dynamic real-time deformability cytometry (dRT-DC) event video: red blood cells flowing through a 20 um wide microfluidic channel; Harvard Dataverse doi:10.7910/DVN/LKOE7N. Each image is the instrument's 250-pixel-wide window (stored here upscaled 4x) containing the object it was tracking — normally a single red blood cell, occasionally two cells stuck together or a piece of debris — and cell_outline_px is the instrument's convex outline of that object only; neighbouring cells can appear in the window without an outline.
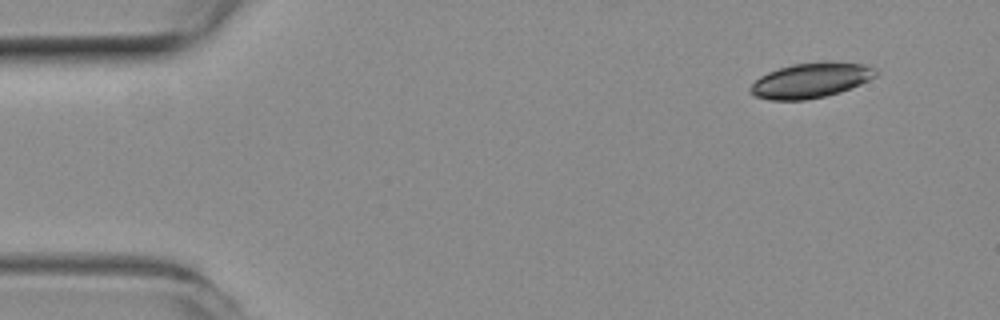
{"species": "common noctule bat (a hibernating species)", "species_latin": "Nyctalus noctula", "temperature_condition": "room temperature", "stored_images_in_passage": 44, "camera_frame_rate_fps": 3000, "um_per_image_px": 0.085, "animal": {"sex": "female", "body_mass_g": 19.3, "forearm_length_mm": 54.1}, "frame": {"image": 1, "passage_image": 1, "time_ms": 0.0, "image_size_px": [1000, 320], "cell_outline_px": [[880, 72], [876, 76], [860, 84], [840, 92], [824, 96], [804, 100], [772, 100], [752, 96], [748, 92], [748, 88], [760, 76], [768, 72], [792, 64], [820, 60], [832, 60], [864, 64], [876, 68]], "centroid_in_image_um": [68.93, 6.8], "position_along_channel_um": 16.1, "area_um2": 26.13}}
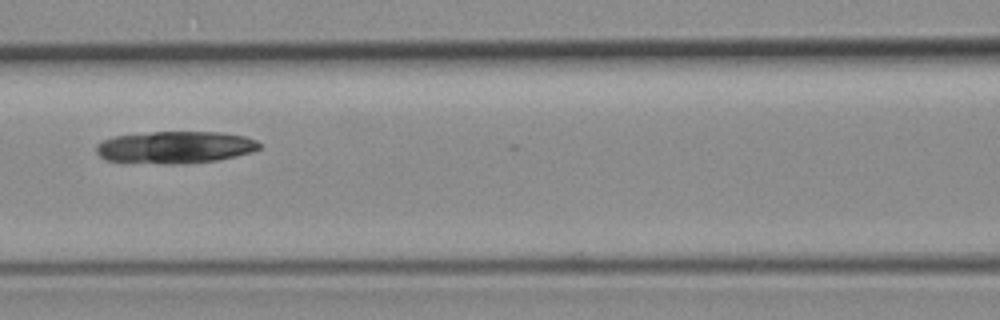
{"frame": {"image": 2, "passage_image": 19, "time_ms": 6.0, "image_size_px": [1000, 320], "cell_outline_px": [[260, 148], [252, 152], [236, 156], [216, 160], [184, 164], [164, 164], [104, 160], [96, 152], [96, 144], [104, 140], [116, 136], [152, 132], [220, 132], [244, 136], [256, 140], [260, 144]], "centroid_in_image_um": [14.89, 12.52], "position_along_channel_um": 151.7, "area_um2": 30.52}}
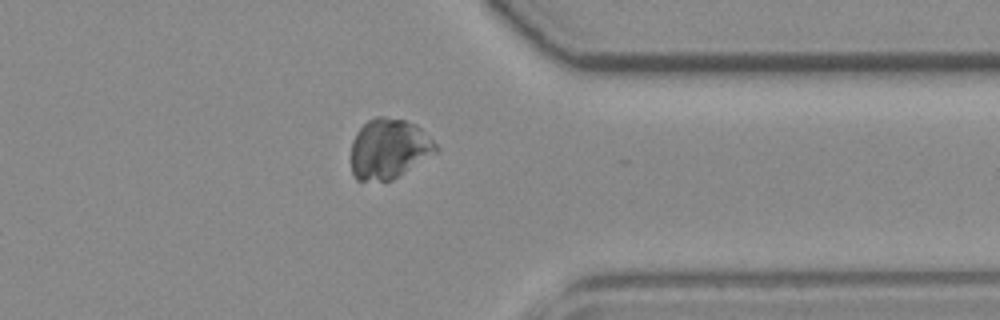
{"frame": {"image": 3, "passage_image": 37, "time_ms": 12.0, "image_size_px": [1000, 320], "cell_outline_px": [[440, 148], [436, 152], [392, 180], [356, 180], [352, 172], [352, 140], [356, 132], [368, 120], [376, 116], [384, 116], [404, 120], [416, 124]], "centroid_in_image_um": [33.04, 12.63], "position_along_channel_um": 378.4, "area_um2": 29.42}}